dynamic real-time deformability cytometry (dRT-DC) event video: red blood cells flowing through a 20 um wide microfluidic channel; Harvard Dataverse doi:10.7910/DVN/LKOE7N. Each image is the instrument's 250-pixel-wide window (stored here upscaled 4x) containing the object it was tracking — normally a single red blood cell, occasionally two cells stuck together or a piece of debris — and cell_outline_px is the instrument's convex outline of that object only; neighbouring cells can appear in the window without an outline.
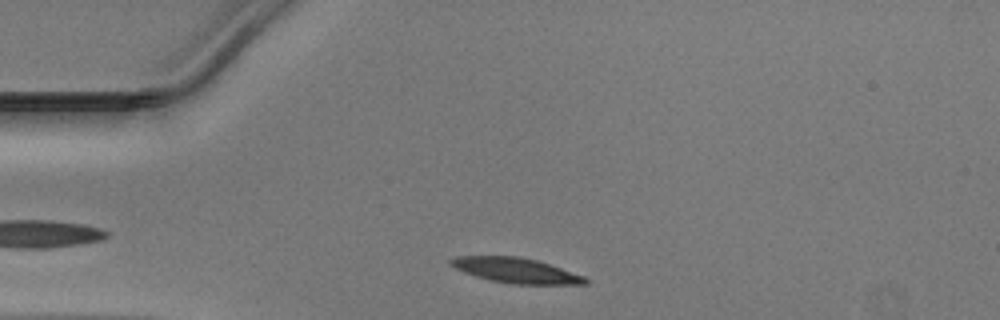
{"species": "Egyptian fruit bat (a non-hibernating species)", "species_latin": "Rousettus aegyptiacus", "temperature_condition": "warm", "stored_images_in_passage": 31, "camera_frame_rate_fps": 3000, "um_per_image_px": 0.085, "animal": {"sex": "male"}, "frame": {"image": 1, "passage_image": 3, "time_ms": 0.667, "image_size_px": [1000, 320], "cell_outline_px": [[588, 284], [516, 284], [492, 280], [476, 276], [464, 272], [448, 264], [448, 260], [456, 256], [520, 256], [536, 260], [584, 276], [588, 280]], "centroid_in_image_um": [43.82, 22.97], "position_along_channel_um": 41.2, "area_um2": 19.42}}
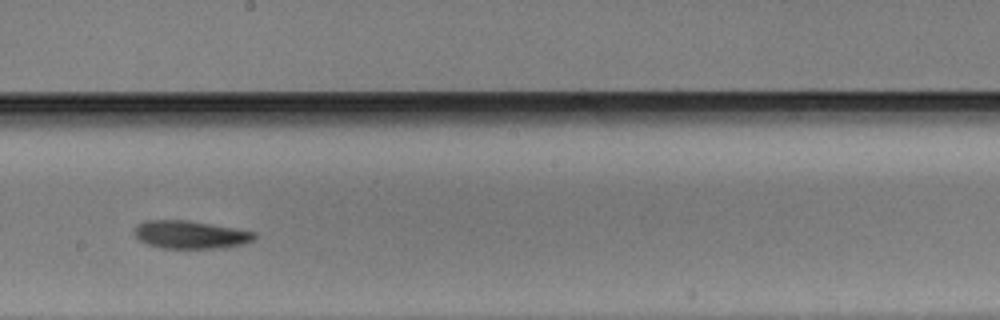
{"frame": {"image": 2, "passage_image": 19, "time_ms": 6.0, "image_size_px": [1000, 320], "cell_outline_px": [[256, 240], [244, 244], [224, 248], [164, 248], [148, 244], [140, 240], [132, 232], [132, 228], [136, 224], [144, 220], [188, 220], [236, 228], [256, 232]], "centroid_in_image_um": [16.19, 19.94], "position_along_channel_um": 232.0, "area_um2": 19.88}}
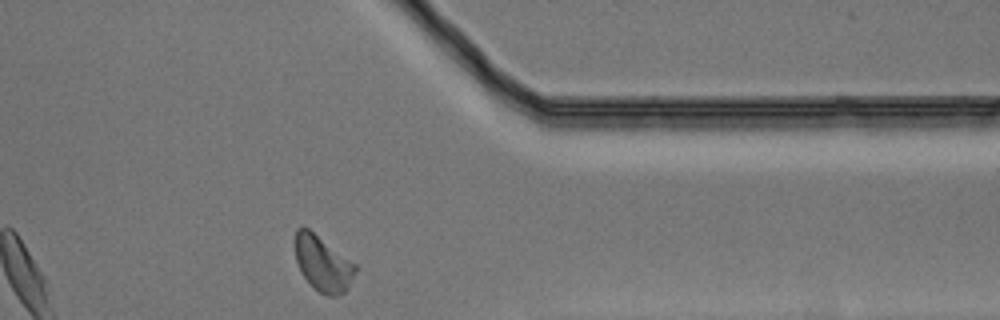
{"frame": {"image": 3, "passage_image": 31, "time_ms": 10.0, "image_size_px": [1000, 320], "cell_outline_px": [[356, 272], [348, 288], [344, 292], [336, 296], [328, 296], [320, 292], [300, 272], [296, 260], [296, 228], [308, 228], [356, 264]], "centroid_in_image_um": [27.46, 22.42], "position_along_channel_um": 383.9, "area_um2": 19.02}}